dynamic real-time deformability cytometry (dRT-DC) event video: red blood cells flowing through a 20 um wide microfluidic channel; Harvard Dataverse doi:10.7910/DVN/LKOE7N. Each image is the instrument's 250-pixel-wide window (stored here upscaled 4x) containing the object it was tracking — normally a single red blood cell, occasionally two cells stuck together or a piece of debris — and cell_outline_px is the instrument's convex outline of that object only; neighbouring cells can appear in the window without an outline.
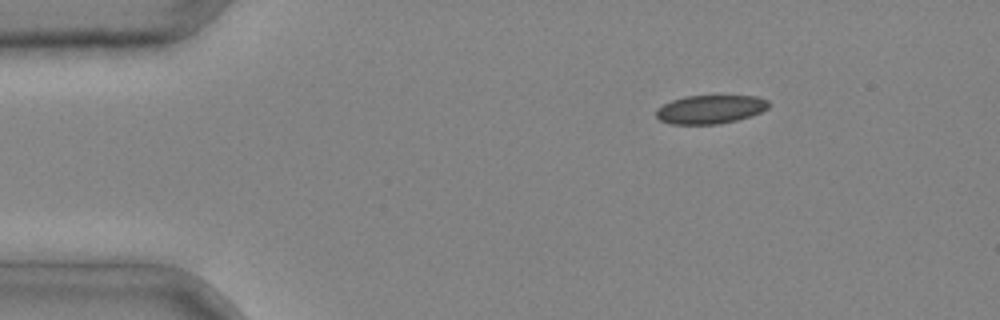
{"species": "common noctule bat (a hibernating species)", "species_latin": "Nyctalus noctula", "temperature_condition": "cold", "stored_images_in_passage": 4, "camera_frame_rate_fps": 3000, "um_per_image_px": 0.085, "animal": {"sex": "male", "body_mass_g": 20.4}, "frame": {"image": 1, "passage_image": 2, "time_ms": 0.333, "image_size_px": [1000, 320], "cell_outline_px": [[768, 108], [760, 112], [736, 120], [720, 124], [668, 124], [660, 120], [656, 116], [656, 108], [672, 100], [684, 96], [756, 96], [768, 100]], "centroid_in_image_um": [60.33, 9.3], "position_along_channel_um": 24.7, "area_um2": 18.67}}
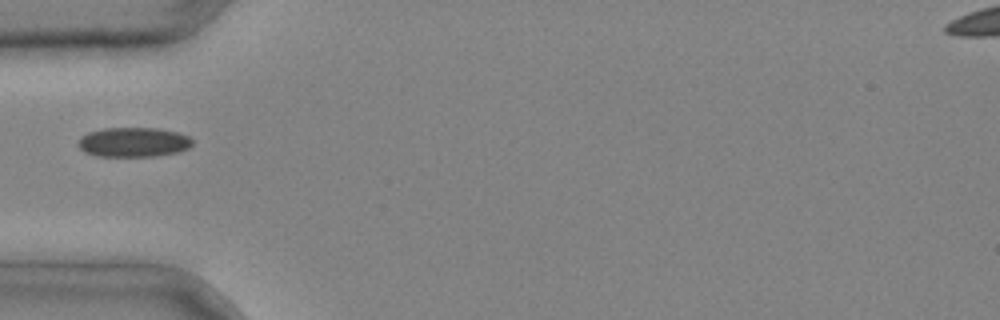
{"frame": {"image": 2, "passage_image": 4, "time_ms": 1.0, "image_size_px": [1000, 320], "cell_outline_px": [[192, 144], [188, 148], [180, 152], [156, 156], [96, 156], [84, 152], [76, 144], [80, 136], [88, 132], [104, 128], [156, 128], [176, 132], [188, 136], [192, 140]], "centroid_in_image_um": [11.31, 12.09], "position_along_channel_um": 73.7, "area_um2": 19.83}}